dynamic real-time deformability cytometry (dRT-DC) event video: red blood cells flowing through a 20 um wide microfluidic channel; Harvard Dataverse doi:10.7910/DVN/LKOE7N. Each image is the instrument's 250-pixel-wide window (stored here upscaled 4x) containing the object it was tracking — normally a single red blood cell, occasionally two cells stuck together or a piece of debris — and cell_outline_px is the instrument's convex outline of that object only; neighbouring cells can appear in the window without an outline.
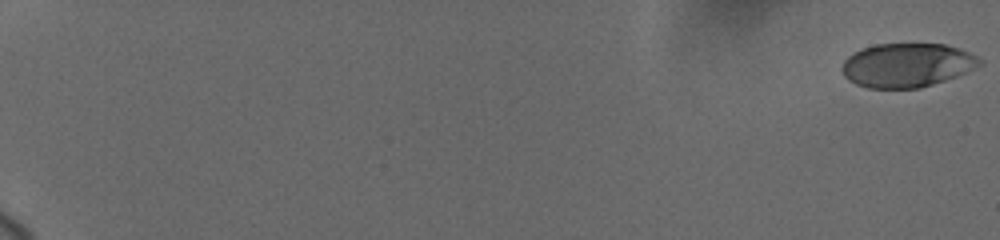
{"species": "human", "species_latin": "Homo sapiens", "temperature_condition": "cold", "stored_images_in_passage": 24, "camera_frame_rate_fps": 3000, "um_per_image_px": 0.085, "donor": {"sex": "female"}, "frame": {"image": 1, "passage_image": 1, "time_ms": 0.0, "image_size_px": [1000, 240], "cell_outline_px": [[984, 60], [980, 64], [956, 76], [920, 88], [868, 88], [856, 84], [848, 80], [844, 76], [844, 60], [848, 56], [864, 48], [876, 44], [944, 44], [960, 48]], "centroid_in_image_um": [77.09, 5.54], "position_along_channel_um": 7.9, "area_um2": 34.8}}
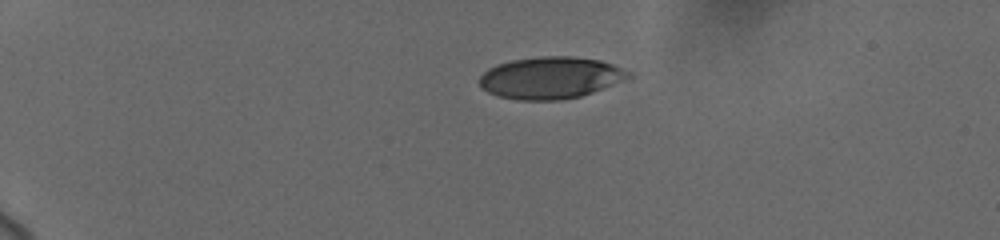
{"frame": {"image": 2, "passage_image": 14, "time_ms": 5.0, "image_size_px": [1000, 240], "cell_outline_px": [[632, 76], [592, 92], [580, 96], [560, 100], [516, 100], [500, 96], [488, 92], [480, 88], [480, 76], [488, 68], [496, 64], [512, 60], [540, 56], [572, 56], [600, 60], [612, 64], [632, 72]], "centroid_in_image_um": [46.77, 6.6], "position_along_channel_um": 38.2, "area_um2": 36.3}}
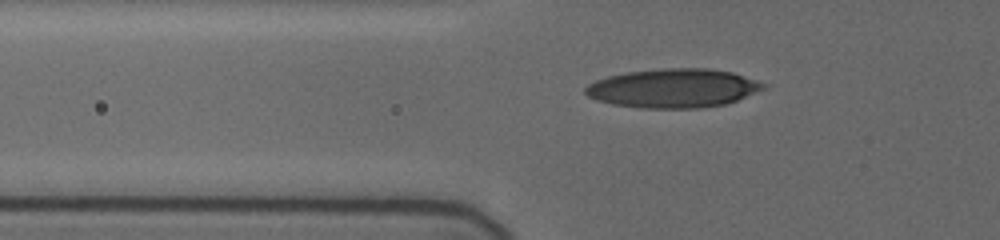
{"frame": {"image": 3, "passage_image": 21, "time_ms": 7.667, "image_size_px": [1000, 240], "cell_outline_px": [[768, 84], [764, 88], [736, 100], [724, 104], [700, 108], [640, 108], [612, 104], [596, 100], [588, 96], [584, 92], [584, 88], [588, 84], [596, 80], [608, 76], [628, 72], [664, 68], [704, 68], [732, 72]], "centroid_in_image_um": [57.19, 7.5], "position_along_channel_um": 68.6, "area_um2": 40.17}}